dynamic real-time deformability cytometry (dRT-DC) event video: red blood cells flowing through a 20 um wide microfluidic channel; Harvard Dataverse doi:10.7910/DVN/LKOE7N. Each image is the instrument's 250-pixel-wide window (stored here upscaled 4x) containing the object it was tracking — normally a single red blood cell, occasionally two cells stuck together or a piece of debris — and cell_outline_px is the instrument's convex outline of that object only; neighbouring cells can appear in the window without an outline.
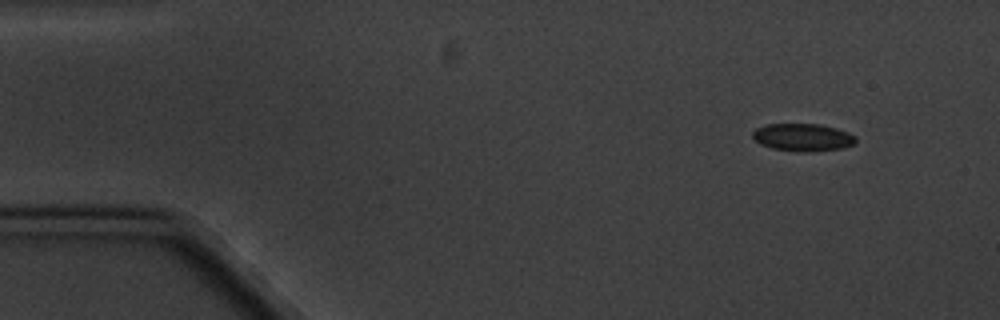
{"species": "common noctule bat (a hibernating species)", "species_latin": "Nyctalus noctula", "temperature_condition": "cold", "stored_images_in_passage": 11, "camera_frame_rate_fps": 3000, "um_per_image_px": 0.085, "animal": {"sex": "male", "body_mass_g": 20.1, "forearm_length_mm": 53.5}, "frame": {"image": 1, "passage_image": 1, "time_ms": 0.0, "image_size_px": [1000, 320], "cell_outline_px": [[856, 144], [844, 148], [812, 152], [800, 152], [772, 148], [760, 144], [752, 136], [752, 132], [756, 128], [768, 124], [820, 124], [836, 128], [848, 132], [856, 136]], "centroid_in_image_um": [68.28, 11.68], "position_along_channel_um": 16.7, "area_um2": 16.76}}
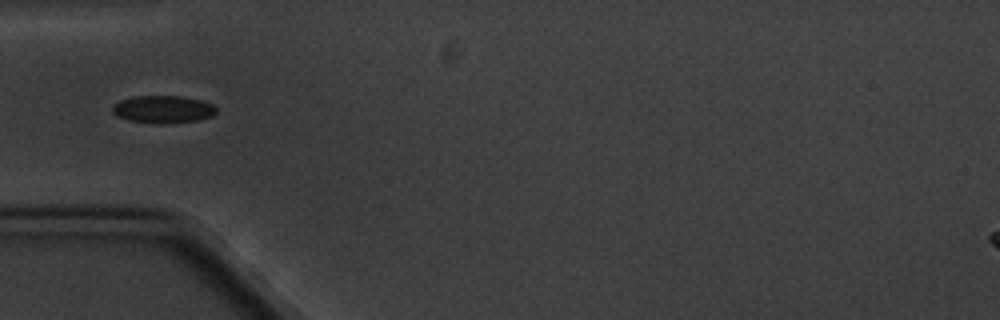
{"frame": {"image": 2, "passage_image": 4, "time_ms": 4.333, "image_size_px": [1000, 320], "cell_outline_px": [[216, 112], [212, 116], [200, 120], [160, 124], [156, 124], [128, 120], [116, 116], [112, 112], [112, 104], [120, 100], [136, 96], [184, 96], [200, 100], [212, 104], [216, 108]], "centroid_in_image_um": [13.84, 9.29], "position_along_channel_um": 71.2, "area_um2": 16.82}}